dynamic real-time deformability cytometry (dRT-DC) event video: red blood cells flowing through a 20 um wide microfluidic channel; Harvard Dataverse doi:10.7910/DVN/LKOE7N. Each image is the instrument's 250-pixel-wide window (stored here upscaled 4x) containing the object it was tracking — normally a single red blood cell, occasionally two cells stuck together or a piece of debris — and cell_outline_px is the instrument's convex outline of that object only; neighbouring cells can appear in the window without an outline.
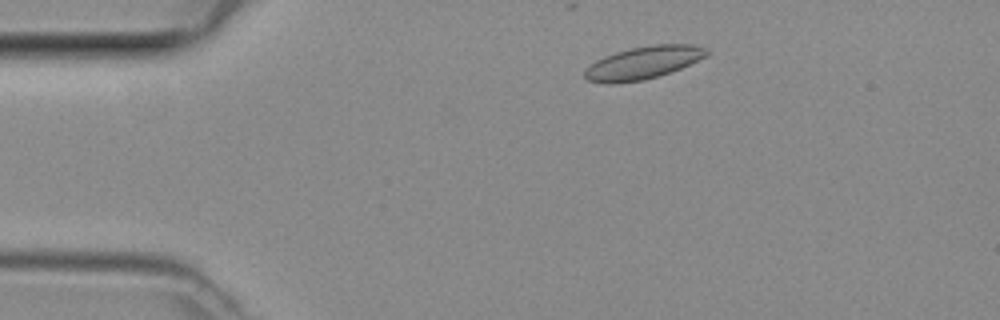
{"species": "common noctule bat (a hibernating species)", "species_latin": "Nyctalus noctula", "temperature_condition": "room temperature", "stored_images_in_passage": 44, "camera_frame_rate_fps": 3000, "um_per_image_px": 0.085, "animal": {"sex": "female", "body_mass_g": 29.2, "forearm_length_mm": 56.3}, "frame": {"image": 1, "passage_image": 5, "time_ms": 1.333, "image_size_px": [1000, 320], "cell_outline_px": [[712, 52], [680, 68], [644, 80], [612, 84], [608, 84], [588, 80], [584, 76], [584, 72], [596, 60], [604, 56], [616, 52], [632, 48], [652, 44], [692, 44], [708, 48]], "centroid_in_image_um": [54.68, 5.32], "position_along_channel_um": 30.3, "area_um2": 22.95}}
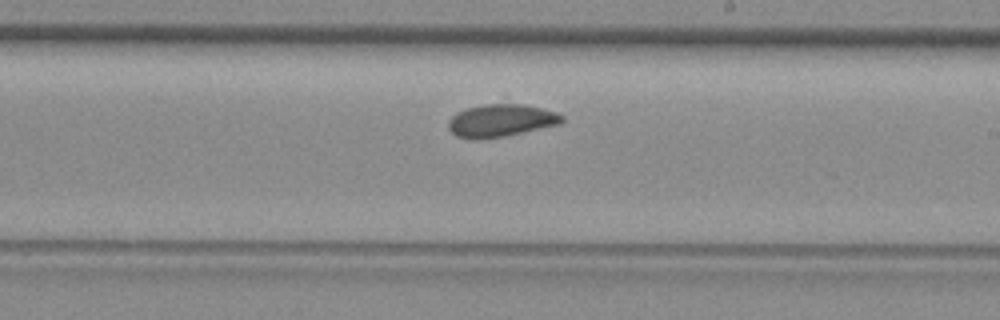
{"frame": {"image": 2, "passage_image": 24, "time_ms": 7.667, "image_size_px": [1000, 320], "cell_outline_px": [[564, 120], [560, 124], [504, 136], [476, 140], [472, 140], [456, 136], [448, 128], [448, 120], [456, 112], [468, 108], [484, 104], [524, 104], [544, 108], [556, 112], [564, 116]], "centroid_in_image_um": [42.57, 10.24], "position_along_channel_um": 246.4, "area_um2": 21.68}}
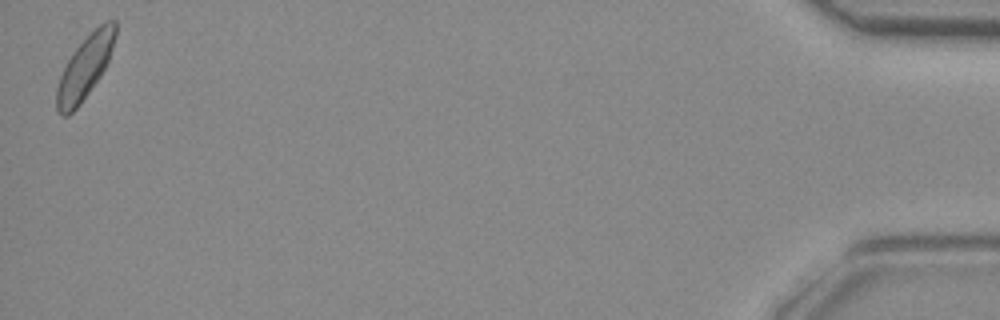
{"frame": {"image": 3, "passage_image": 44, "time_ms": 14.333, "image_size_px": [1000, 320], "cell_outline_px": [[116, 36], [108, 60], [100, 76], [80, 104], [68, 116], [60, 116], [56, 112], [56, 88], [60, 76], [72, 52], [100, 24], [108, 20], [116, 20]], "centroid_in_image_um": [7.2, 5.76], "position_along_channel_um": 428.0, "area_um2": 21.21}}